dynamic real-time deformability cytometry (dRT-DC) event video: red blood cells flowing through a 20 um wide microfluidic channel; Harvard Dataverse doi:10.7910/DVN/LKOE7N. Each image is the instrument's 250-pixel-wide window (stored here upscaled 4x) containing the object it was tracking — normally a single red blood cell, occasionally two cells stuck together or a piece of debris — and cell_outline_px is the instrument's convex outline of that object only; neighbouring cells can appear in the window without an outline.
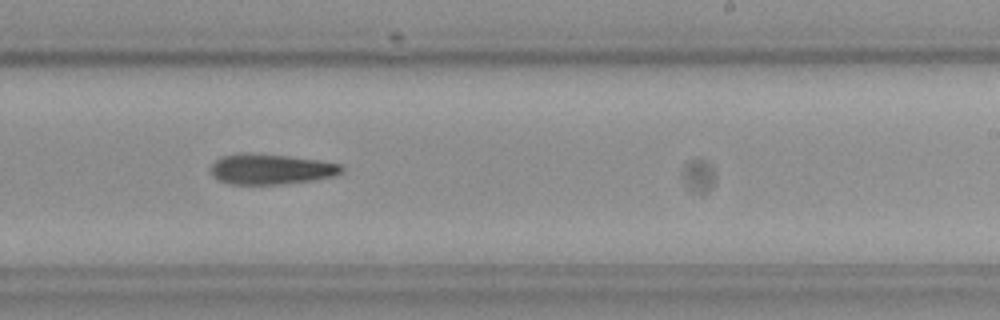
{"species": "Egyptian fruit bat (a non-hibernating species)", "species_latin": "Rousettus aegyptiacus", "temperature_condition": "cold", "stored_images_in_passage": 12, "camera_frame_rate_fps": 3000, "um_per_image_px": 0.085, "frame": {"image": 1, "passage_image": 10, "time_ms": 11.667, "image_size_px": [1000, 320], "cell_outline_px": [[344, 168], [340, 172], [332, 176], [312, 180], [280, 184], [228, 184], [212, 176], [212, 164], [220, 156], [240, 152], [288, 156], [320, 160], [340, 164]], "centroid_in_image_um": [22.99, 14.36], "position_along_channel_um": 266.0, "area_um2": 23.06}}